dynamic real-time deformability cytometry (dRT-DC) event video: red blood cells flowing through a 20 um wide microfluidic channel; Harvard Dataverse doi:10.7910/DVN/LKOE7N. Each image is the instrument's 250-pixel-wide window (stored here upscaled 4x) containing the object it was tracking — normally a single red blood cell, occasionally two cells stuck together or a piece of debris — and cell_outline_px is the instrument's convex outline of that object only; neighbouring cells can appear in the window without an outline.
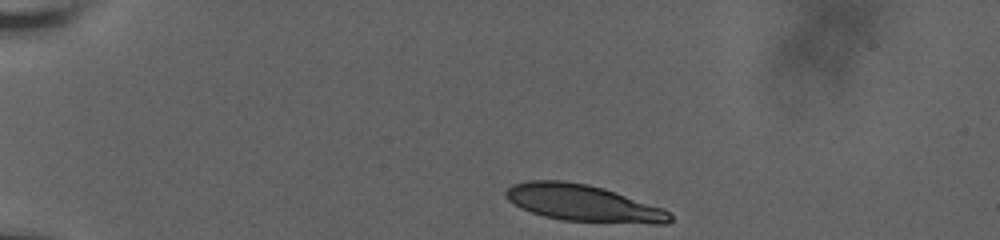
{"species": "human", "species_latin": "Homo sapiens", "temperature_condition": "room temperature", "stored_images_in_passage": 46, "camera_frame_rate_fps": 3000, "um_per_image_px": 0.085, "donor": {"sex": "male"}, "frame": {"image": 1, "passage_image": 1, "time_ms": 0.0, "image_size_px": [1000, 240], "cell_outline_px": [[672, 220], [668, 224], [652, 224], [560, 220], [544, 216], [520, 208], [508, 200], [504, 196], [504, 192], [512, 184], [528, 180], [564, 180], [588, 184], [604, 188], [664, 208], [672, 216]], "centroid_in_image_um": [49.56, 17.26], "position_along_channel_um": 35.4, "area_um2": 35.37}}
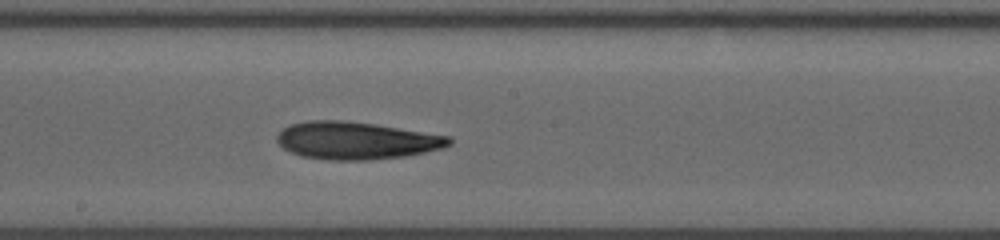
{"frame": {"image": 2, "passage_image": 22, "time_ms": 7.0, "image_size_px": [1000, 240], "cell_outline_px": [[452, 144], [444, 148], [404, 156], [368, 160], [328, 160], [300, 156], [284, 148], [276, 140], [276, 136], [284, 128], [292, 124], [308, 120], [340, 120], [376, 124], [452, 136]], "centroid_in_image_um": [30.32, 11.94], "position_along_channel_um": 217.9, "area_um2": 37.69}}
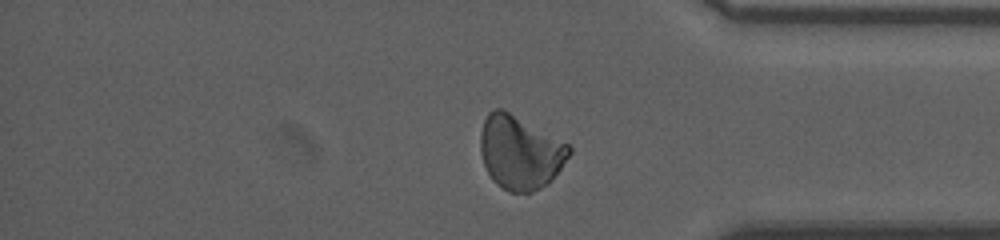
{"frame": {"image": 3, "passage_image": 37, "time_ms": 12.0, "image_size_px": [1000, 240], "cell_outline_px": [[572, 152], [552, 180], [548, 184], [532, 192], [508, 192], [496, 184], [492, 180], [484, 164], [480, 152], [480, 132], [484, 120], [488, 112], [492, 108], [504, 108], [568, 144], [572, 148]], "centroid_in_image_um": [44.19, 12.94], "position_along_channel_um": 391.0, "area_um2": 38.32}, "authors_computed_cell_mechanics": {"area_um2": 36.7608, "velocity_mm_per_s": 3.6618, "shape_relaxation_time_tau1_ms": 10.1969, "shape_relaxation_time_tau2_ms": 5.9929, "deformation_change_tau1": 0.2047, "deformation_change_tau2": 0.1311}}